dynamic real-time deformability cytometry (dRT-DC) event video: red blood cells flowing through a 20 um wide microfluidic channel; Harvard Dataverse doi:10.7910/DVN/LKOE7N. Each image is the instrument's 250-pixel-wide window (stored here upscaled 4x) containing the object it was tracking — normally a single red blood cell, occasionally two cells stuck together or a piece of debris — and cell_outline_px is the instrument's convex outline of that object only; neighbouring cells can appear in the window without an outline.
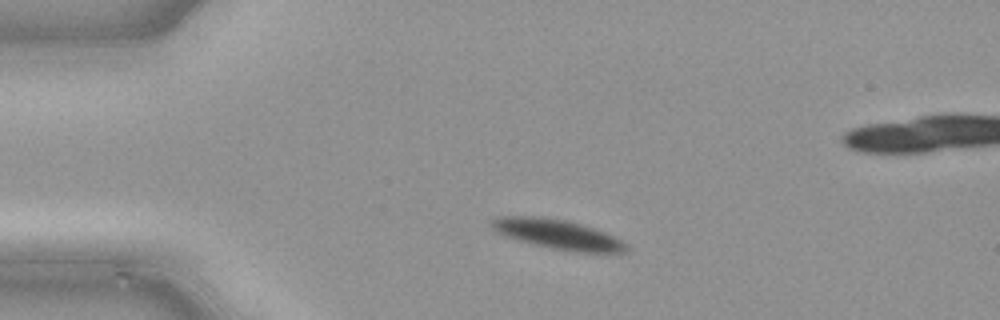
{"species": "common noctule bat (a hibernating species)", "species_latin": "Nyctalus noctula", "temperature_condition": "cold", "stored_images_in_passage": 40, "camera_frame_rate_fps": 3000, "um_per_image_px": 0.085, "animal": {"sex": "male", "body_mass_g": 21.5, "forearm_length_mm": 52.0}, "frame": {"image": 1, "passage_image": 1, "time_ms": 0.0, "image_size_px": [1000, 320], "cell_outline_px": [[628, 252], [576, 252], [552, 248], [520, 240], [496, 232], [488, 224], [496, 216], [540, 216], [568, 220], [604, 232], [628, 244]], "centroid_in_image_um": [47.38, 19.9], "position_along_channel_um": 37.6, "area_um2": 23.0}}
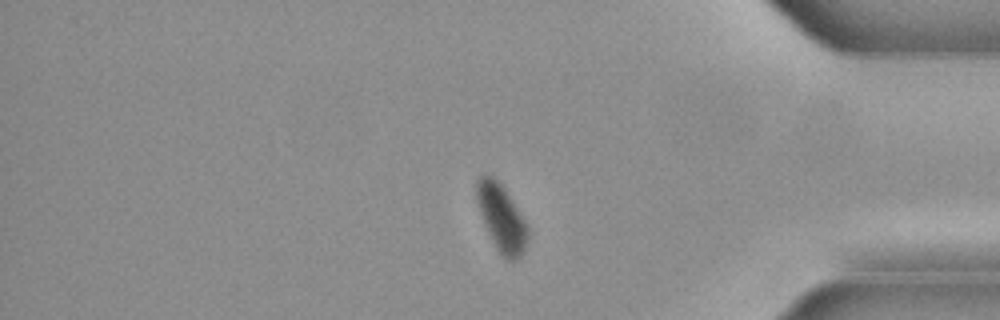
{"frame": {"image": 2, "passage_image": 31, "time_ms": 10.0, "image_size_px": [1000, 320], "cell_outline_px": [[528, 240], [524, 252], [516, 260], [508, 260], [496, 248], [488, 232], [480, 212], [476, 200], [476, 180], [480, 176], [492, 176], [504, 188], [528, 224]], "centroid_in_image_um": [42.64, 18.54], "position_along_channel_um": 392.6, "area_um2": 19.71}}